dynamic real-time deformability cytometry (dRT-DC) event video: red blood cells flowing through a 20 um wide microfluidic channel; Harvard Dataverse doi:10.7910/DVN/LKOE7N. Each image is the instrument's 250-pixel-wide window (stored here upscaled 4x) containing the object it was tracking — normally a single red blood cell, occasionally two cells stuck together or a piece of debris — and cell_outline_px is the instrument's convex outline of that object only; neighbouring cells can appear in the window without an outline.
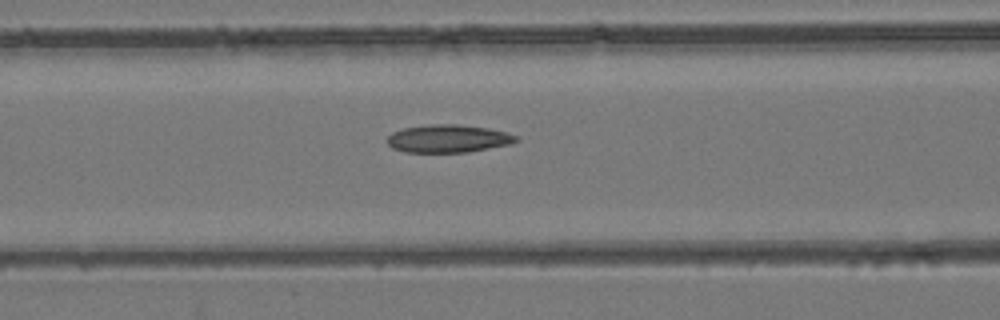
{"species": "common noctule bat (a hibernating species)", "species_latin": "Nyctalus noctula", "temperature_condition": "room temperature", "stored_images_in_passage": 13, "camera_frame_rate_fps": 3000, "um_per_image_px": 0.085, "animal": {"sex": "female", "body_mass_g": 24.6, "forearm_length_mm": 56.2}, "frame": {"image": 1, "passage_image": 6, "time_ms": 1.667, "image_size_px": [1000, 320], "cell_outline_px": [[520, 140], [512, 144], [468, 152], [404, 152], [392, 148], [388, 144], [388, 136], [392, 132], [404, 128], [432, 124], [456, 124], [488, 128], [508, 132], [516, 136]], "centroid_in_image_um": [38.12, 11.78], "position_along_channel_um": 128.5, "area_um2": 20.98}}